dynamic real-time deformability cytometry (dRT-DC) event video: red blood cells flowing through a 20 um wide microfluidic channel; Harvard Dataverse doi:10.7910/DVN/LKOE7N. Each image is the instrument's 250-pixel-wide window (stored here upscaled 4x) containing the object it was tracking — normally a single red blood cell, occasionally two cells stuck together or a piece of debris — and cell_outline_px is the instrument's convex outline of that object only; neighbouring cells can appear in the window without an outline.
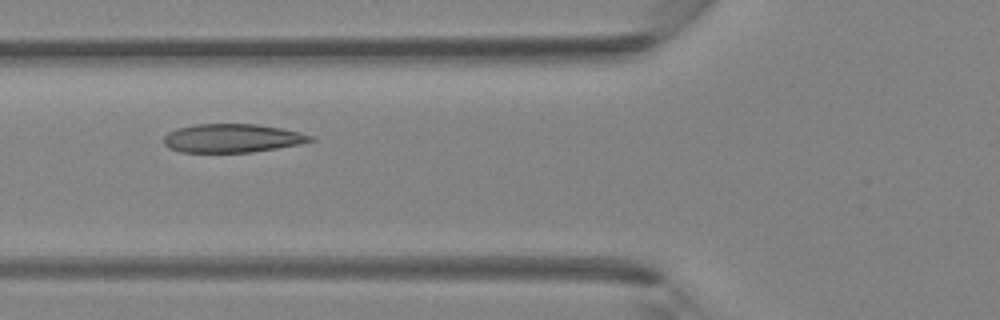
{"species": "Egyptian fruit bat (a non-hibernating species)", "species_latin": "Rousettus aegyptiacus", "temperature_condition": "room temperature", "stored_images_in_passage": 5, "camera_frame_rate_fps": 3000, "um_per_image_px": 0.085, "animal": {"sex": "female"}, "frame": {"image": 1, "passage_image": 5, "time_ms": 4.667, "image_size_px": [1000, 320], "cell_outline_px": [[316, 140], [300, 144], [252, 152], [180, 152], [168, 148], [164, 144], [164, 136], [168, 132], [176, 128], [196, 124], [256, 124], [280, 128], [300, 132], [316, 136]], "centroid_in_image_um": [19.75, 11.74], "position_along_channel_um": 106.1, "area_um2": 24.57}}